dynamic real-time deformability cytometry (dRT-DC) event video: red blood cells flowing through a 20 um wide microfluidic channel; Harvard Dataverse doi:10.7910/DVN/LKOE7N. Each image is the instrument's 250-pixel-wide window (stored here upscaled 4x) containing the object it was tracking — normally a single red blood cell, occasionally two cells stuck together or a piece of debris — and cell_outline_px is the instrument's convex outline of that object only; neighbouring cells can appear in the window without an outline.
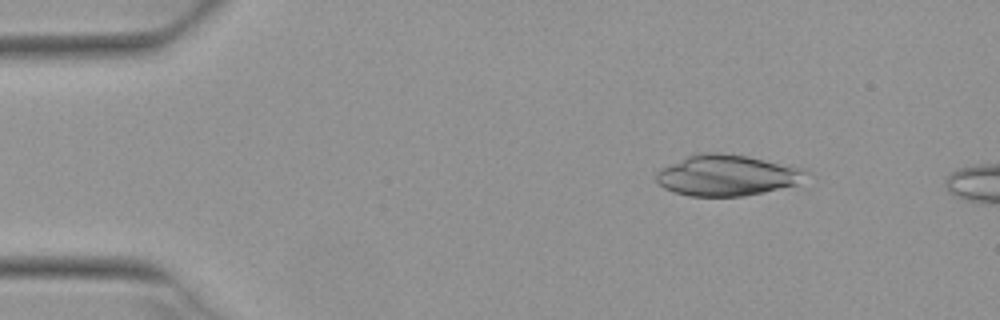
{"species": "Egyptian fruit bat (a non-hibernating species)", "species_latin": "Rousettus aegyptiacus", "temperature_condition": "warm", "stored_images_in_passage": 2, "camera_frame_rate_fps": 3000, "um_per_image_px": 0.085, "animal": {"sex": "female"}, "frame": {"image": 1, "passage_image": 1, "time_ms": 0.0, "image_size_px": [1000, 320], "cell_outline_px": [[816, 180], [804, 188], [744, 196], [688, 196], [664, 188], [656, 180], [656, 172], [660, 168], [688, 156], [704, 152], [720, 152], [748, 156], [804, 168], [812, 172]], "centroid_in_image_um": [62.12, 14.94], "position_along_channel_um": 22.9, "area_um2": 37.74}}